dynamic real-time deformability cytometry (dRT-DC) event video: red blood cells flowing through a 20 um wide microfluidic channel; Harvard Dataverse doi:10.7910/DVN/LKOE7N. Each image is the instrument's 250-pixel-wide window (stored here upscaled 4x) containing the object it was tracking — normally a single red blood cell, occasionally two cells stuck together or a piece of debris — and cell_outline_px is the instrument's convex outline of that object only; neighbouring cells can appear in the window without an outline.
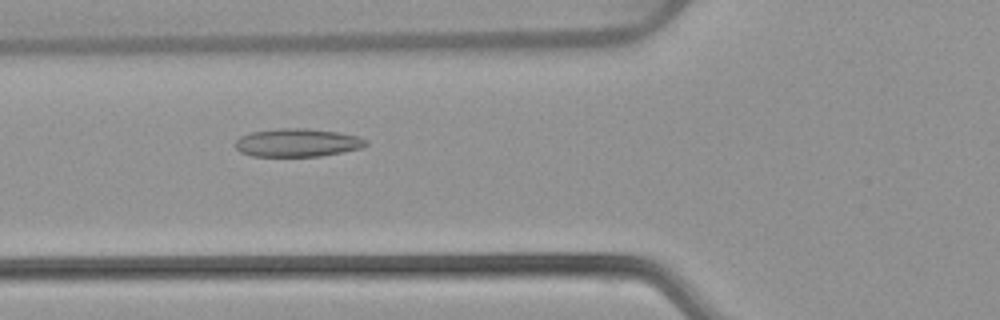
{"species": "common noctule bat (a hibernating species)", "species_latin": "Nyctalus noctula", "temperature_condition": "warm", "stored_images_in_passage": 53, "camera_frame_rate_fps": 3000, "um_per_image_px": 0.085, "animal": {"sex": "female", "body_mass_g": 22.7, "forearm_length_mm": 54.2}, "frame": {"image": 1, "passage_image": 20, "time_ms": 6.333, "image_size_px": [1000, 320], "cell_outline_px": [[368, 144], [364, 148], [320, 156], [252, 156], [240, 152], [236, 148], [236, 140], [240, 136], [252, 132], [280, 128], [304, 128], [340, 132], [360, 136], [368, 140]], "centroid_in_image_um": [25.34, 12.12], "position_along_channel_um": 100.5, "area_um2": 21.62}}
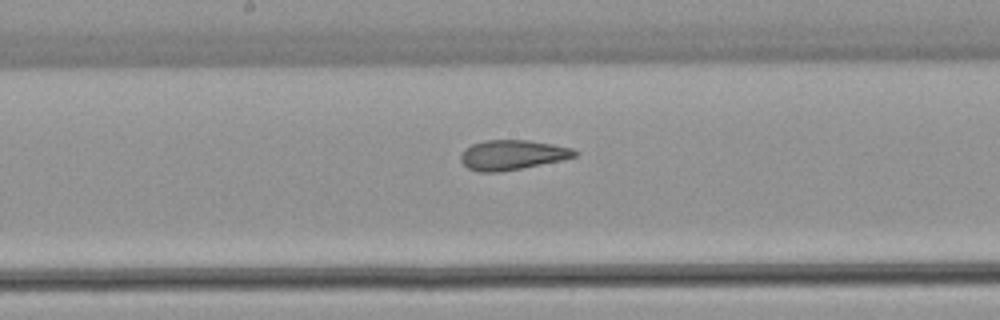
{"frame": {"image": 2, "passage_image": 28, "time_ms": 9.0, "image_size_px": [1000, 320], "cell_outline_px": [[580, 152], [576, 156], [564, 160], [500, 172], [480, 172], [468, 168], [460, 160], [460, 156], [472, 144], [484, 140], [528, 140], [552, 144], [572, 148]], "centroid_in_image_um": [43.59, 13.17], "position_along_channel_um": 204.6, "area_um2": 19.77}}
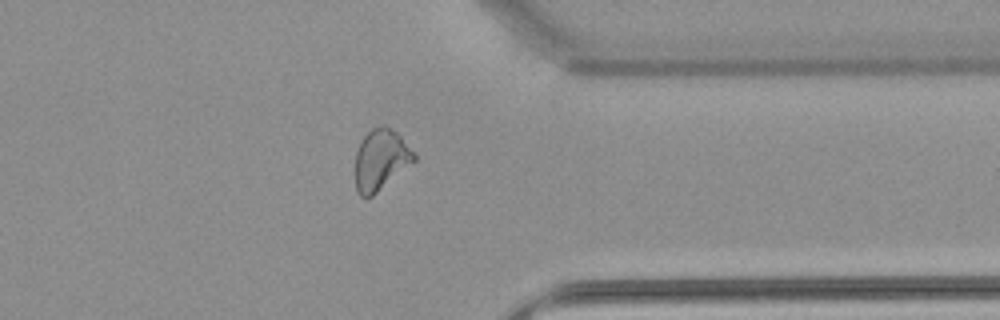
{"frame": {"image": 3, "passage_image": 42, "time_ms": 13.667, "image_size_px": [1000, 320], "cell_outline_px": [[416, 160], [372, 196], [360, 196], [356, 192], [356, 152], [364, 136], [372, 128], [384, 124], [392, 128], [400, 136], [416, 156]], "centroid_in_image_um": [32.36, 13.56], "position_along_channel_um": 379.0, "area_um2": 20.52}, "authors_computed_cell_mechanics": {"area_um2": 22.1374, "velocity_mm_per_s": 3.8918, "shape_relaxation_time_tau1_ms": null, "shape_relaxation_time_tau2_ms": 1.5179, "deformation_change_tau1": null, "deformation_change_tau2": 0.0945}}